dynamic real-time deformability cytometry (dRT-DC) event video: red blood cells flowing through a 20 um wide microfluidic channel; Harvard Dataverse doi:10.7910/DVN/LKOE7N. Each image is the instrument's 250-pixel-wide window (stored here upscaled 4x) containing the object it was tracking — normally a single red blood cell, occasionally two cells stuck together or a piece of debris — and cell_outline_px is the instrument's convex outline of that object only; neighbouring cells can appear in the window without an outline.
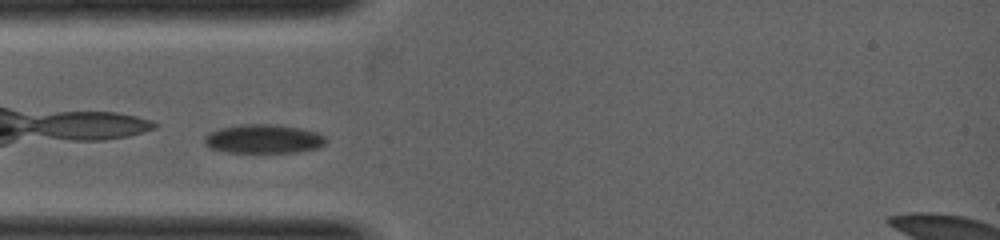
{"species": "common noctule bat (a hibernating species)", "species_latin": "Nyctalus noctula", "temperature_condition": "warm", "stored_images_in_passage": 2, "camera_frame_rate_fps": 5000, "um_per_image_px": 0.085, "animal": {"sex": "female", "body_mass_g": 19.0, "forearm_length_mm": 53.3}, "frame": {"image": 1, "passage_image": 1, "time_ms": 0.0, "image_size_px": [1000, 240], "cell_outline_px": [[324, 144], [316, 148], [300, 152], [224, 152], [212, 148], [204, 144], [204, 136], [220, 128], [240, 124], [268, 124], [300, 128], [316, 132], [324, 136]], "centroid_in_image_um": [22.37, 11.81], "position_along_channel_um": 62.6, "area_um2": 20.23}}
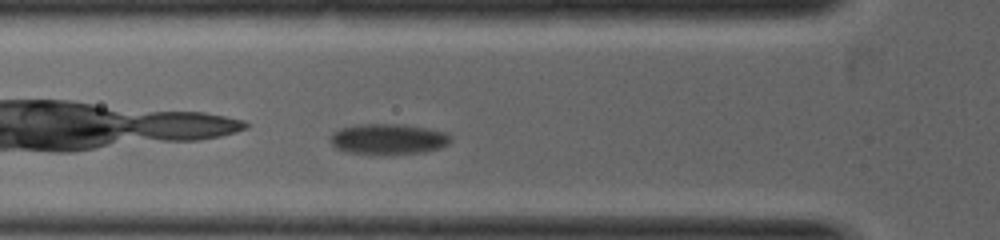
{"frame": {"image": 2, "passage_image": 2, "time_ms": 0.4, "image_size_px": [1000, 240], "cell_outline_px": [[452, 136], [448, 144], [440, 148], [428, 152], [348, 152], [336, 148], [328, 140], [332, 132], [340, 128], [364, 124], [396, 124], [424, 128], [444, 132]], "centroid_in_image_um": [32.98, 11.79], "position_along_channel_um": 92.8, "area_um2": 20.69}}